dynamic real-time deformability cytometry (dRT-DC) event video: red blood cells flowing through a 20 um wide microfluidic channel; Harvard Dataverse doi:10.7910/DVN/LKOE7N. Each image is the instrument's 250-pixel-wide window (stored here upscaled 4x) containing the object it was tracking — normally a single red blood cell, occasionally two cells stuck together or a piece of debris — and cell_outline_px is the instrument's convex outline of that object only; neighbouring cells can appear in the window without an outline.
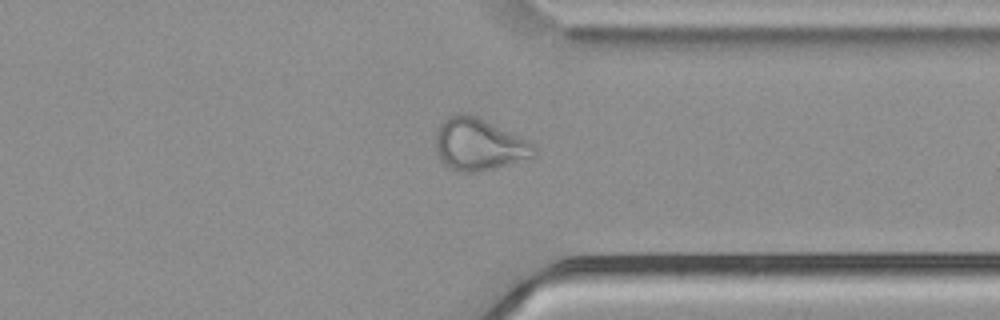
{"species": "common noctule bat (a hibernating species)", "species_latin": "Nyctalus noctula", "temperature_condition": "cold", "stored_images_in_passage": 45, "camera_frame_rate_fps": 3000, "um_per_image_px": 0.085, "animal": {"sex": "male", "body_mass_g": 21.5, "forearm_length_mm": 52.0}, "frame": {"image": 1, "passage_image": 39, "time_ms": 12.667, "image_size_px": [1000, 320], "cell_outline_px": [[536, 156], [496, 168], [480, 172], [460, 172], [444, 164], [440, 160], [436, 152], [436, 132], [440, 124], [448, 116], [456, 112], [468, 112], [528, 140], [536, 148]], "centroid_in_image_um": [40.69, 12.27], "position_along_channel_um": 370.7, "area_um2": 30.06}}